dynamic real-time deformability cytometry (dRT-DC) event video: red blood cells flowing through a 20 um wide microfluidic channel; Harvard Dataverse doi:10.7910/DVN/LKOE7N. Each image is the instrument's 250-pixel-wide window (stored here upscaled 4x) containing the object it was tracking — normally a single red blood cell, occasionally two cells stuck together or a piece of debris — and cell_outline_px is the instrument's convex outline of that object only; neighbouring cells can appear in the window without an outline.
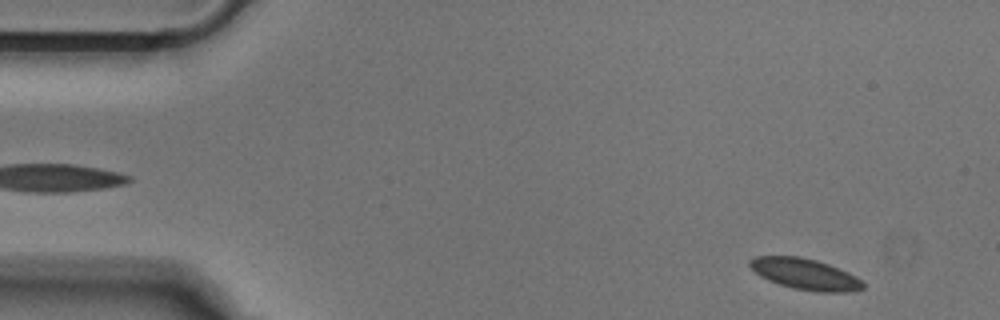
{"species": "Egyptian fruit bat (a non-hibernating species)", "species_latin": "Rousettus aegyptiacus", "temperature_condition": "cold", "stored_images_in_passage": 50, "camera_frame_rate_fps": 3000, "um_per_image_px": 0.085, "animal": {"sex": "male"}, "frame": {"image": 1, "passage_image": 2, "time_ms": 0.333, "image_size_px": [1000, 320], "cell_outline_px": [[864, 288], [848, 292], [816, 292], [792, 288], [768, 280], [760, 276], [748, 264], [748, 260], [756, 256], [800, 256], [816, 260], [828, 264], [848, 272], [856, 276], [864, 284]], "centroid_in_image_um": [68.42, 23.29], "position_along_channel_um": 16.6, "area_um2": 20.46}}
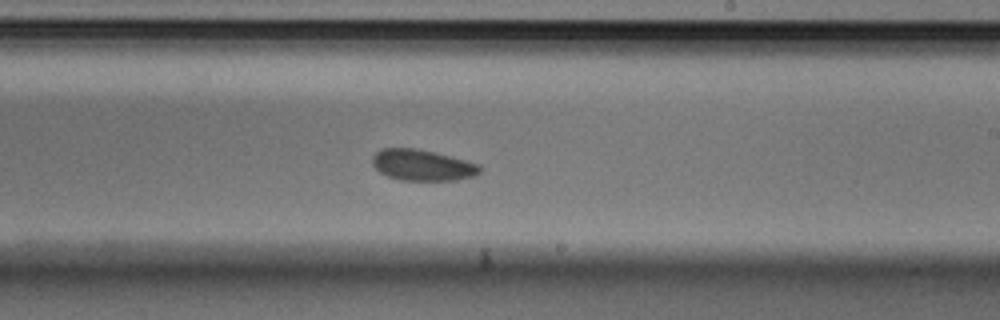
{"frame": {"image": 2, "passage_image": 28, "time_ms": 9.0, "image_size_px": [1000, 320], "cell_outline_px": [[484, 168], [480, 172], [472, 176], [456, 180], [400, 180], [388, 176], [380, 172], [372, 164], [372, 156], [376, 152], [384, 148], [416, 148], [480, 164]], "centroid_in_image_um": [35.9, 14.04], "position_along_channel_um": 253.1, "area_um2": 19.31}}
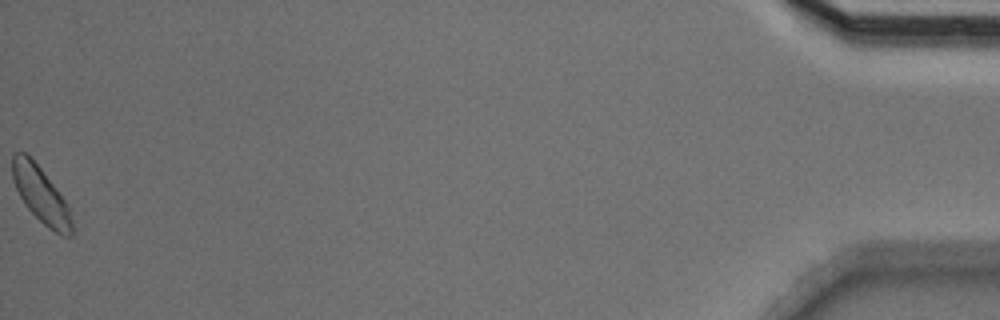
{"frame": {"image": 3, "passage_image": 50, "time_ms": 16.333, "image_size_px": [1000, 320], "cell_outline_px": [[72, 236], [60, 236], [48, 228], [24, 204], [16, 188], [12, 176], [12, 152], [24, 152], [40, 168], [56, 188], [68, 204], [72, 220]], "centroid_in_image_um": [3.48, 16.58], "position_along_channel_um": 431.7, "area_um2": 19.25}}